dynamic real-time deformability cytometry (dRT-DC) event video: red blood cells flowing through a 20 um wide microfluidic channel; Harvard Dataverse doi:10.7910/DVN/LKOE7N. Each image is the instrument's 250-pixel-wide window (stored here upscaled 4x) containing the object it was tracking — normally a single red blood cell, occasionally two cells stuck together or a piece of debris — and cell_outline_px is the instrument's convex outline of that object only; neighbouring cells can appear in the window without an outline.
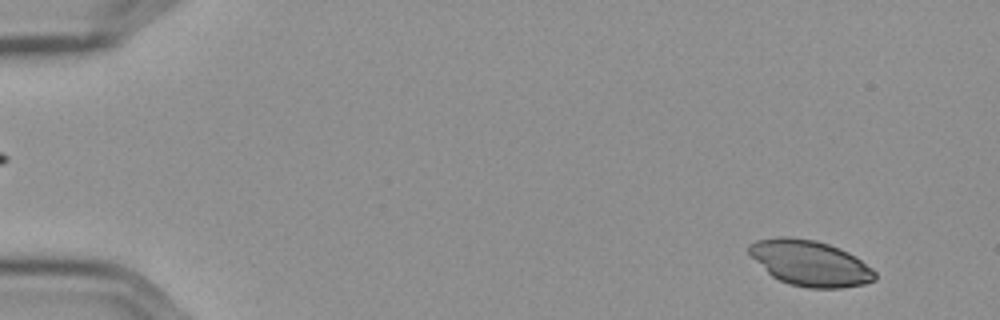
{"species": "Egyptian fruit bat (a non-hibernating species)", "species_latin": "Rousettus aegyptiacus", "temperature_condition": "cold", "stored_images_in_passage": 56, "camera_frame_rate_fps": 3000, "um_per_image_px": 0.085, "frame": {"image": 1, "passage_image": 4, "time_ms": 1.0, "image_size_px": [1000, 320], "cell_outline_px": [[876, 280], [864, 284], [840, 288], [808, 288], [788, 284], [772, 276], [748, 252], [748, 244], [756, 240], [776, 236], [788, 236], [816, 240], [840, 248], [856, 256], [872, 268], [876, 272]], "centroid_in_image_um": [68.87, 22.35], "position_along_channel_um": 16.1, "area_um2": 33.58}}